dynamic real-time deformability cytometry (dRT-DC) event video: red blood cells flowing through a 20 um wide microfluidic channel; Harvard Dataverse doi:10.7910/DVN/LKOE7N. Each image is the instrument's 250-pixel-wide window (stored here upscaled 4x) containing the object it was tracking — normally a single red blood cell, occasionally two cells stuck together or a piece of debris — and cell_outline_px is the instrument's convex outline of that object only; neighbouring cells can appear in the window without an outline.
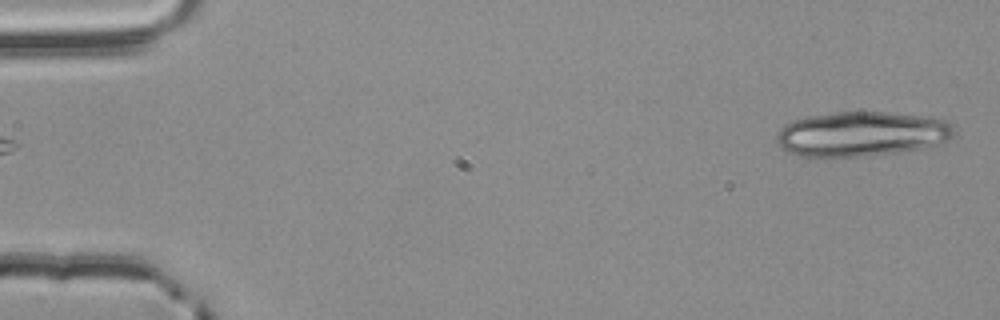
{"species": "common noctule bat (a hibernating species)", "species_latin": "Nyctalus noctula", "temperature_condition": "room temperature", "stored_images_in_passage": 16, "camera_frame_rate_fps": 3000, "um_per_image_px": 0.085, "animal": {"sex": "male", "body_mass_g": 20.4}, "frame": {"image": 1, "passage_image": 1, "time_ms": 0.0, "image_size_px": [1000, 320], "cell_outline_px": [[916, 124], [904, 144], [876, 148], [836, 152], [824, 152], [804, 148], [792, 128], [796, 124], [812, 120], [836, 116], [876, 116], [900, 120]], "centroid_in_image_um": [72.44, 11.32], "position_along_channel_um": 12.6, "area_um2": 25.03}}